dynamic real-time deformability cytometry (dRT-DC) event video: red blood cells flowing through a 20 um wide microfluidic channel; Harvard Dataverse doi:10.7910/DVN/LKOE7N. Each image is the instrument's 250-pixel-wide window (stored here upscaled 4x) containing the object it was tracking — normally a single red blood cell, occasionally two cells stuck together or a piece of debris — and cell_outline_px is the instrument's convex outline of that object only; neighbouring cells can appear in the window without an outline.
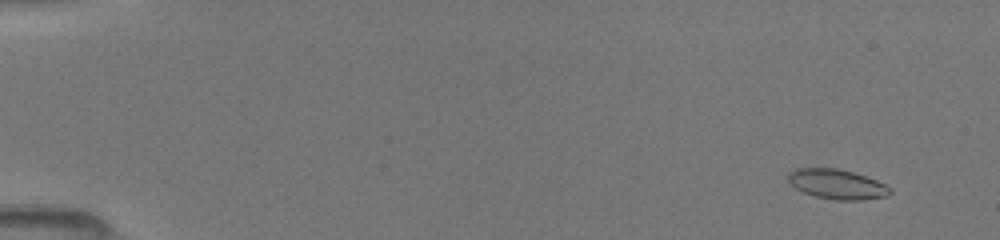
{"species": "common noctule bat (a hibernating species)", "species_latin": "Nyctalus noctula", "temperature_condition": "room temperature", "stored_images_in_passage": 34, "camera_frame_rate_fps": 3000, "um_per_image_px": 0.085, "animal": {"sex": "female", "body_mass_g": 19.5, "forearm_length_mm": 54.1}, "frame": {"image": 1, "passage_image": 4, "time_ms": 1.0, "image_size_px": [1000, 240], "cell_outline_px": [[892, 192], [888, 196], [860, 200], [836, 200], [816, 196], [804, 192], [796, 188], [788, 180], [788, 176], [796, 168], [836, 168], [852, 172], [876, 180], [892, 188]], "centroid_in_image_um": [71.18, 15.66], "position_along_channel_um": 13.8, "area_um2": 17.46}}
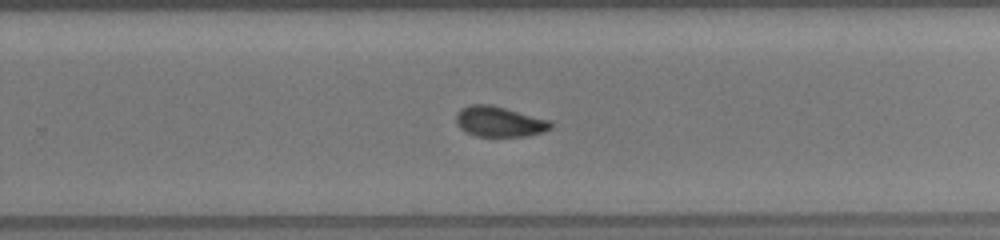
{"frame": {"image": 2, "passage_image": 19, "time_ms": 11.0, "image_size_px": [1000, 240], "cell_outline_px": [[552, 128], [544, 132], [528, 136], [476, 136], [460, 128], [456, 124], [456, 116], [460, 108], [472, 104], [492, 104], [552, 120]], "centroid_in_image_um": [42.48, 10.33], "position_along_channel_um": 287.3, "area_um2": 16.99}}
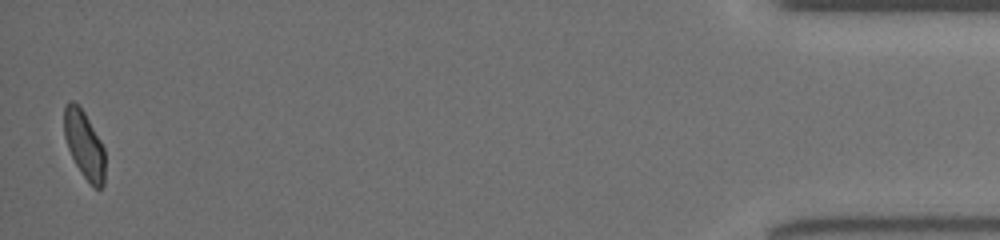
{"frame": {"image": 3, "passage_image": 34, "time_ms": 16.333, "image_size_px": [1000, 240], "cell_outline_px": [[104, 184], [100, 188], [96, 188], [84, 176], [76, 164], [68, 148], [64, 136], [64, 104], [68, 100], [72, 100], [84, 112], [100, 140], [104, 148]], "centroid_in_image_um": [7.14, 12.25], "position_along_channel_um": 428.1, "area_um2": 15.78}}